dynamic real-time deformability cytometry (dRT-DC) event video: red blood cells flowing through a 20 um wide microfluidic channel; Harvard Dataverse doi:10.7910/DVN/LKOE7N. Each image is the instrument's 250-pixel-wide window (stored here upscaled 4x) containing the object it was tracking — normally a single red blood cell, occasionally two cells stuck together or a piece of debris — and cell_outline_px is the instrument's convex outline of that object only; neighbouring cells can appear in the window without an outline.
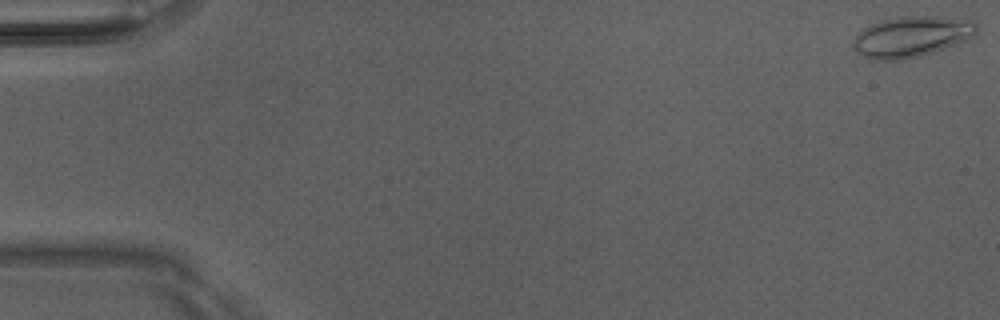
{"species": "Egyptian fruit bat (a non-hibernating species)", "species_latin": "Rousettus aegyptiacus", "temperature_condition": "room temperature", "stored_images_in_passage": 47, "camera_frame_rate_fps": 3000, "um_per_image_px": 0.085, "animal": {"sex": "male"}, "frame": {"image": 1, "passage_image": 1, "time_ms": 0.0, "image_size_px": [1000, 320], "cell_outline_px": [[976, 32], [968, 40], [920, 56], [900, 60], [868, 60], [856, 52], [852, 48], [852, 40], [864, 28], [872, 24], [884, 20], [900, 16], [940, 16], [976, 20]], "centroid_in_image_um": [77.47, 3.12], "position_along_channel_um": 7.5, "area_um2": 29.54}}
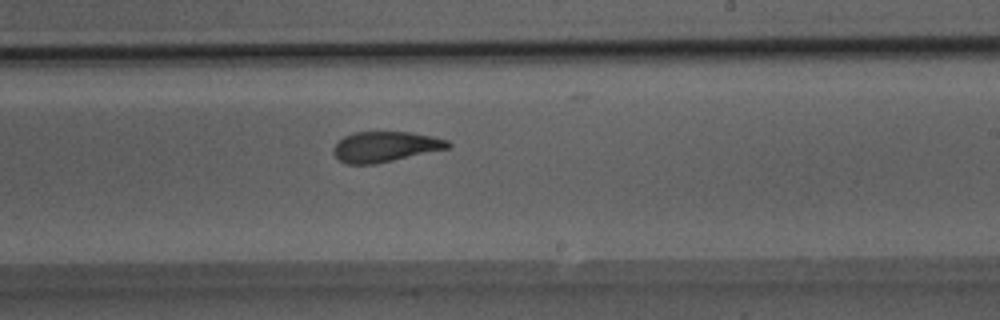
{"frame": {"image": 2, "passage_image": 31, "time_ms": 10.0, "image_size_px": [1000, 320], "cell_outline_px": [[452, 144], [448, 148], [376, 164], [348, 164], [340, 160], [332, 152], [332, 148], [344, 136], [352, 132], [412, 132], [432, 136], [448, 140]], "centroid_in_image_um": [32.74, 12.46], "position_along_channel_um": 256.3, "area_um2": 20.23}}
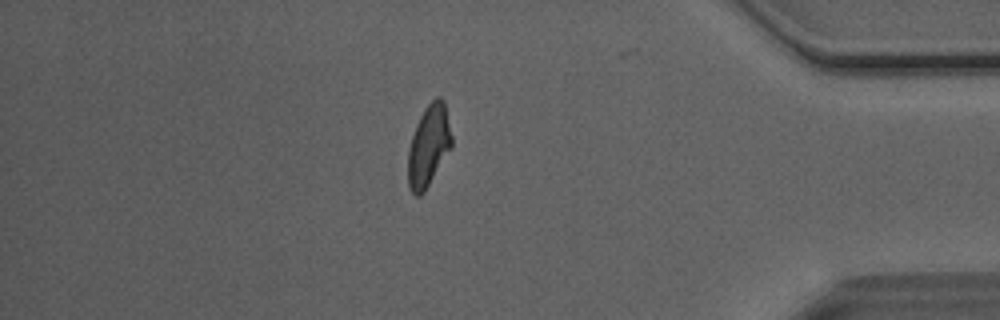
{"frame": {"image": 3, "passage_image": 44, "time_ms": 14.333, "image_size_px": [1000, 320], "cell_outline_px": [[452, 148], [424, 192], [420, 196], [416, 196], [408, 188], [408, 148], [416, 124], [424, 108], [436, 96], [440, 96], [444, 100], [452, 136]], "centroid_in_image_um": [36.44, 12.39], "position_along_channel_um": 398.8, "area_um2": 20.92}, "authors_computed_cell_mechanics": {"area_um2": 21.6172, "velocity_mm_per_s": 4.0705, "shape_relaxation_time_tau1_ms": 5.9378, "shape_relaxation_time_tau2_ms": 1.5812, "deformation_change_tau1": 0.1782, "deformation_change_tau2": 0.0817}}